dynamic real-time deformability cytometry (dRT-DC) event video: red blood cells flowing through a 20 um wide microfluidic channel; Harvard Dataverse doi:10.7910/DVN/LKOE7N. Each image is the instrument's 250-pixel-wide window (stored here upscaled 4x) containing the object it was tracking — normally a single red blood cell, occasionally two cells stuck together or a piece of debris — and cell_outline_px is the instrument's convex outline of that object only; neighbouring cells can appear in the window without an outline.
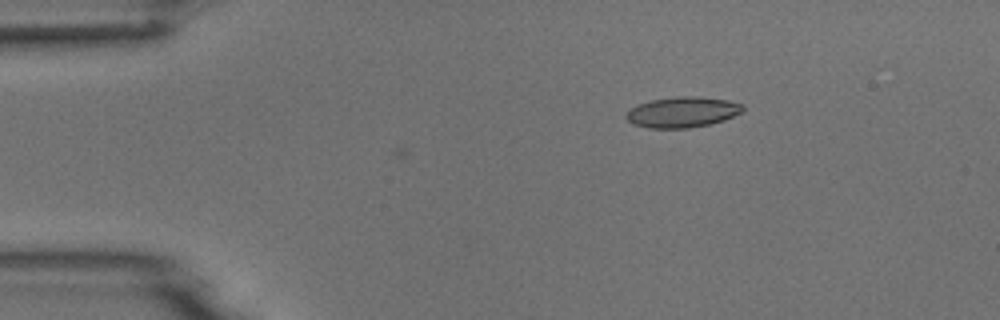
{"species": "common noctule bat (a hibernating species)", "species_latin": "Nyctalus noctula", "temperature_condition": "room temperature", "stored_images_in_passage": 2, "camera_frame_rate_fps": 3000, "um_per_image_px": 0.085, "animal": {"sex": "male", "body_mass_g": 18.8}, "frame": {"image": 1, "passage_image": 2, "time_ms": 2.667, "image_size_px": [1000, 320], "cell_outline_px": [[744, 108], [740, 112], [724, 120], [708, 124], [688, 128], [648, 128], [632, 124], [624, 116], [632, 108], [640, 104], [652, 100], [676, 96], [700, 96], [728, 100], [744, 104]], "centroid_in_image_um": [58.01, 9.52], "position_along_channel_um": 27.0, "area_um2": 20.69}}